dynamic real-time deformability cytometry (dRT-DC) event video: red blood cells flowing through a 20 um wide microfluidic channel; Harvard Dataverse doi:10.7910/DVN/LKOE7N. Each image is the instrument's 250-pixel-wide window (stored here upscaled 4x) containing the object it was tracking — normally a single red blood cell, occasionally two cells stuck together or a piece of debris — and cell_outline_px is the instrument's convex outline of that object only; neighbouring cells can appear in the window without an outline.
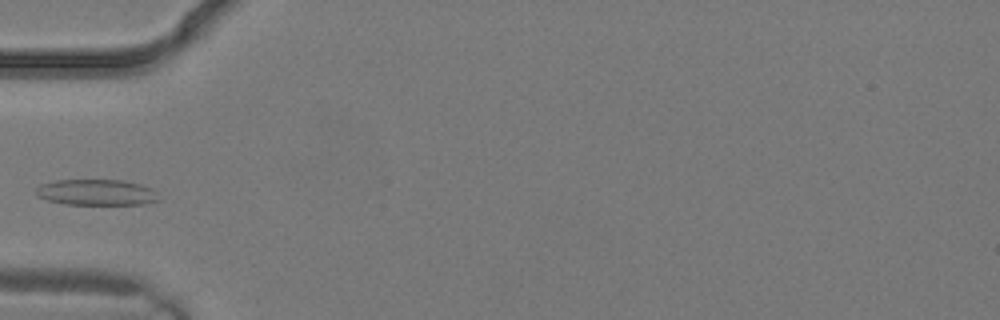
{"species": "common noctule bat (a hibernating species)", "species_latin": "Nyctalus noctula", "temperature_condition": "warm", "stored_images_in_passage": 2, "camera_frame_rate_fps": 3000, "um_per_image_px": 0.085, "animal": {"sex": "male", "body_mass_g": 19.2, "forearm_length_mm": 51.8}, "frame": {"image": 1, "passage_image": 2, "time_ms": 0.333, "image_size_px": [1000, 320], "cell_outline_px": [[160, 200], [144, 204], [68, 204], [48, 200], [36, 196], [36, 188], [40, 184], [56, 180], [120, 180], [140, 184], [152, 188]], "centroid_in_image_um": [8.19, 16.34], "position_along_channel_um": 76.8, "area_um2": 18.44}}